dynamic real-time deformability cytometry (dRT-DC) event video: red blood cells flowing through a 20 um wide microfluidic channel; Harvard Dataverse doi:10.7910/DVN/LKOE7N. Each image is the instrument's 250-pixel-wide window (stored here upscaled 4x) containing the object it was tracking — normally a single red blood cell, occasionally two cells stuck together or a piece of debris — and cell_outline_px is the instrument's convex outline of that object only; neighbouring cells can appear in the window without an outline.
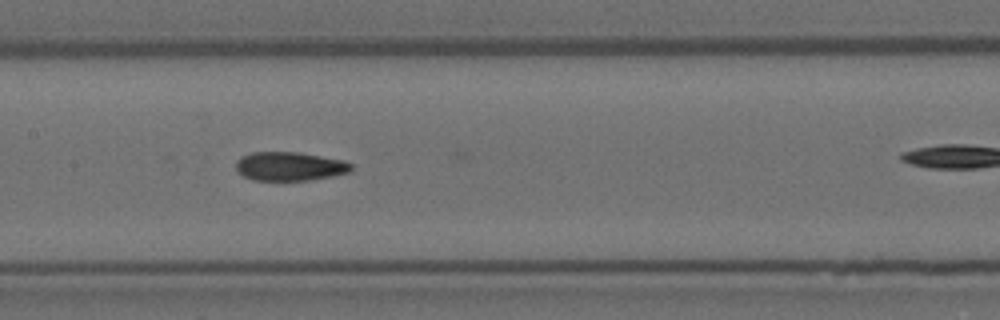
{"species": "Egyptian fruit bat (a non-hibernating species)", "species_latin": "Rousettus aegyptiacus", "temperature_condition": "room temperature", "stored_images_in_passage": 10, "camera_frame_rate_fps": 3000, "um_per_image_px": 0.085, "animal": {"sex": "female"}, "frame": {"image": 1, "passage_image": 5, "time_ms": 1.333, "image_size_px": [1000, 320], "cell_outline_px": [[352, 172], [312, 180], [252, 180], [244, 176], [236, 168], [236, 160], [240, 156], [252, 152], [300, 152], [344, 160], [352, 164]], "centroid_in_image_um": [24.65, 14.13], "position_along_channel_um": 182.8, "area_um2": 19.54}}